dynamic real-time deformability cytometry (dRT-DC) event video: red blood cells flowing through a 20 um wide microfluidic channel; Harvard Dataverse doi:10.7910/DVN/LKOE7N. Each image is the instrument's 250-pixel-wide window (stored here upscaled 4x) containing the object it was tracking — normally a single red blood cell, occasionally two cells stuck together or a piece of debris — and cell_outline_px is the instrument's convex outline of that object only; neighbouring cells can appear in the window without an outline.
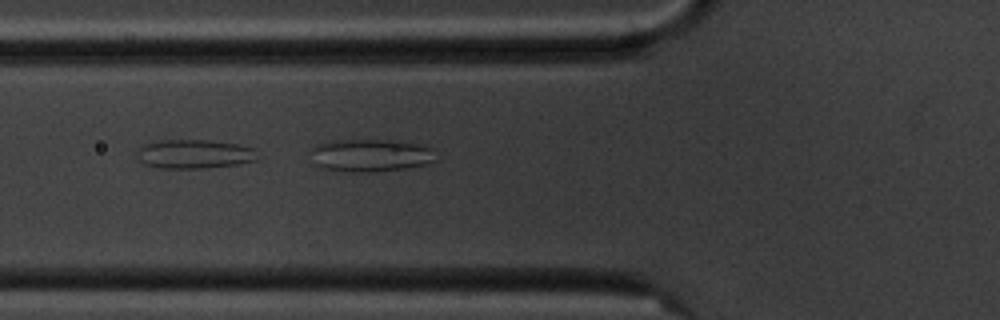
{"species": "common noctule bat (a hibernating species)", "species_latin": "Nyctalus noctula", "temperature_condition": "cold", "stored_images_in_passage": 8, "camera_frame_rate_fps": 3000, "um_per_image_px": 0.085, "animal": {"sex": "male", "body_mass_g": 20.1, "forearm_length_mm": 53.5}, "frame": {"image": 1, "passage_image": 8, "time_ms": 2.333, "image_size_px": [1000, 320], "cell_outline_px": [[436, 160], [424, 164], [404, 168], [368, 172], [348, 172], [320, 168], [312, 164], [308, 152], [308, 148], [316, 144], [332, 140], [400, 140], [432, 148]], "centroid_in_image_um": [31.36, 13.2], "position_along_channel_um": 94.4, "area_um2": 24.28}}